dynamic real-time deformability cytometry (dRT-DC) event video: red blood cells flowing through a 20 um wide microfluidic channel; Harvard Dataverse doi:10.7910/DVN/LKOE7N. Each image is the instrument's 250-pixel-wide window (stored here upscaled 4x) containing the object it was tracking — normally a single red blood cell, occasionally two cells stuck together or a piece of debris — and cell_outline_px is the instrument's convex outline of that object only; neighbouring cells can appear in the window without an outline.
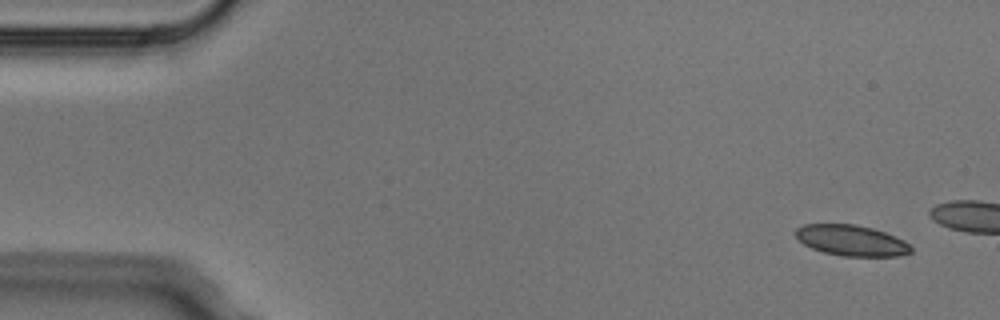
{"species": "Egyptian fruit bat (a non-hibernating species)", "species_latin": "Rousettus aegyptiacus", "temperature_condition": "cold", "stored_images_in_passage": 4, "camera_frame_rate_fps": 3000, "um_per_image_px": 0.085, "animal": {"sex": "male"}, "frame": {"image": 1, "passage_image": 1, "time_ms": 0.0, "image_size_px": [1000, 320], "cell_outline_px": [[912, 252], [900, 256], [844, 256], [824, 252], [812, 248], [804, 244], [796, 236], [796, 228], [804, 224], [856, 224], [872, 228], [884, 232], [904, 240], [912, 248]], "centroid_in_image_um": [72.38, 20.44], "position_along_channel_um": 12.6, "area_um2": 20.58}}